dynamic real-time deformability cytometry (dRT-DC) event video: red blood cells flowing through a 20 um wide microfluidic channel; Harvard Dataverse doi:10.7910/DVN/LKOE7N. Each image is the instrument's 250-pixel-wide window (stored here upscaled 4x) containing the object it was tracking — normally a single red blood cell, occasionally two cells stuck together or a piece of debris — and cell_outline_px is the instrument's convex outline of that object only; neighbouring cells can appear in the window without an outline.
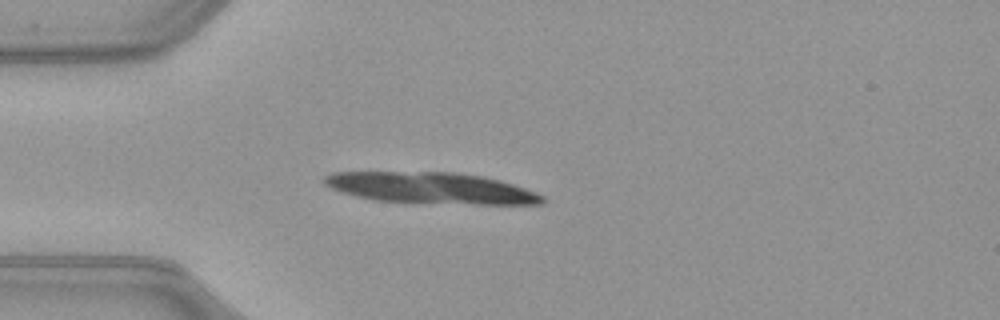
{"species": "common noctule bat (a hibernating species)", "species_latin": "Nyctalus noctula", "temperature_condition": "warm", "stored_images_in_passage": 45, "segment_of_instrument_passage": [1, 2], "camera_frame_rate_fps": 3000, "um_per_image_px": 0.085, "animal": {"sex": "female", "body_mass_g": 21.9}, "frame": {"image": 1, "passage_image": 7, "time_ms": 2.0, "image_size_px": [1000, 320], "cell_outline_px": [[544, 204], [476, 204], [372, 200], [340, 192], [324, 184], [324, 176], [332, 172], [452, 172], [484, 176], [500, 180], [536, 192], [544, 196]], "centroid_in_image_um": [36.64, 15.97], "position_along_channel_um": 48.4, "area_um2": 39.48}}